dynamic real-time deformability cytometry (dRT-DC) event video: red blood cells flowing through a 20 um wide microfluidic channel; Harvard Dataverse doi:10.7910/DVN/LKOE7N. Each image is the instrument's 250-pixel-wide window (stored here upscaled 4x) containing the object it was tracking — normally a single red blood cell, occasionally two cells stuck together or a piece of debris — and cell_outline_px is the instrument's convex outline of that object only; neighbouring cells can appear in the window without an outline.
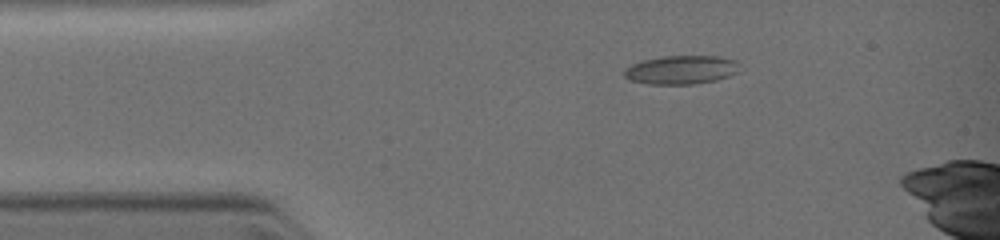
{"species": "common noctule bat (a hibernating species)", "species_latin": "Nyctalus noctula", "temperature_condition": "warm", "stored_images_in_passage": 4, "camera_frame_rate_fps": 3000, "um_per_image_px": 0.085, "animal": {"sex": "female", "body_mass_g": 19.0, "forearm_length_mm": 51.5}, "frame": {"image": 1, "passage_image": 2, "time_ms": 1.333, "image_size_px": [1000, 240], "cell_outline_px": [[740, 72], [716, 80], [696, 84], [648, 84], [628, 80], [624, 76], [624, 68], [632, 64], [644, 60], [664, 56], [720, 56], [736, 60]], "centroid_in_image_um": [57.9, 5.94], "position_along_channel_um": 27.1, "area_um2": 19.42}}